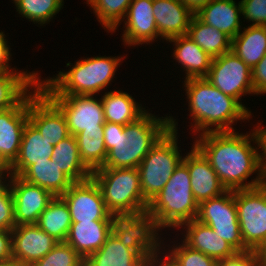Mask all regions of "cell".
Listing matches in <instances>:
<instances>
[{"instance_id": "1", "label": "cell", "mask_w": 266, "mask_h": 266, "mask_svg": "<svg viewBox=\"0 0 266 266\" xmlns=\"http://www.w3.org/2000/svg\"><path fill=\"white\" fill-rule=\"evenodd\" d=\"M193 137V145L209 161L227 190L249 189L265 183L252 130L246 134L238 131L206 132ZM253 174L257 176L247 182Z\"/></svg>"}, {"instance_id": "2", "label": "cell", "mask_w": 266, "mask_h": 266, "mask_svg": "<svg viewBox=\"0 0 266 266\" xmlns=\"http://www.w3.org/2000/svg\"><path fill=\"white\" fill-rule=\"evenodd\" d=\"M182 83L193 122L190 123V131L195 136L206 132L236 131L234 123L249 122L253 118L248 108L221 92L205 77L186 79Z\"/></svg>"}, {"instance_id": "3", "label": "cell", "mask_w": 266, "mask_h": 266, "mask_svg": "<svg viewBox=\"0 0 266 266\" xmlns=\"http://www.w3.org/2000/svg\"><path fill=\"white\" fill-rule=\"evenodd\" d=\"M170 129V115L158 117L147 111L138 120L121 125L105 122L107 158L100 168H138L141 161Z\"/></svg>"}, {"instance_id": "4", "label": "cell", "mask_w": 266, "mask_h": 266, "mask_svg": "<svg viewBox=\"0 0 266 266\" xmlns=\"http://www.w3.org/2000/svg\"><path fill=\"white\" fill-rule=\"evenodd\" d=\"M123 58L127 57L100 55L79 59L74 65L68 62L69 70H60L56 76L42 80L39 75L38 86L46 95H99L116 78Z\"/></svg>"}, {"instance_id": "5", "label": "cell", "mask_w": 266, "mask_h": 266, "mask_svg": "<svg viewBox=\"0 0 266 266\" xmlns=\"http://www.w3.org/2000/svg\"><path fill=\"white\" fill-rule=\"evenodd\" d=\"M147 211L154 215L164 230H180L183 223L196 219L198 203L192 193L188 168L183 162L158 195L149 202Z\"/></svg>"}, {"instance_id": "6", "label": "cell", "mask_w": 266, "mask_h": 266, "mask_svg": "<svg viewBox=\"0 0 266 266\" xmlns=\"http://www.w3.org/2000/svg\"><path fill=\"white\" fill-rule=\"evenodd\" d=\"M91 178L98 185L106 208L113 215H134L147 211L138 168H98Z\"/></svg>"}, {"instance_id": "7", "label": "cell", "mask_w": 266, "mask_h": 266, "mask_svg": "<svg viewBox=\"0 0 266 266\" xmlns=\"http://www.w3.org/2000/svg\"><path fill=\"white\" fill-rule=\"evenodd\" d=\"M170 116V129L151 148L138 166L144 200L154 199L182 163L183 155L178 146V122ZM178 140V141H177ZM181 152V154H180Z\"/></svg>"}, {"instance_id": "8", "label": "cell", "mask_w": 266, "mask_h": 266, "mask_svg": "<svg viewBox=\"0 0 266 266\" xmlns=\"http://www.w3.org/2000/svg\"><path fill=\"white\" fill-rule=\"evenodd\" d=\"M160 230L162 228L156 218L148 211L134 215H116L113 219L112 233L124 246L135 250L140 256L155 255L160 250L163 251L165 243L161 240Z\"/></svg>"}, {"instance_id": "9", "label": "cell", "mask_w": 266, "mask_h": 266, "mask_svg": "<svg viewBox=\"0 0 266 266\" xmlns=\"http://www.w3.org/2000/svg\"><path fill=\"white\" fill-rule=\"evenodd\" d=\"M234 199L244 246L257 251L266 240V184L234 190Z\"/></svg>"}, {"instance_id": "10", "label": "cell", "mask_w": 266, "mask_h": 266, "mask_svg": "<svg viewBox=\"0 0 266 266\" xmlns=\"http://www.w3.org/2000/svg\"><path fill=\"white\" fill-rule=\"evenodd\" d=\"M196 220L210 226L217 236L238 252L248 251L240 231L234 190H227L221 196L200 203Z\"/></svg>"}, {"instance_id": "11", "label": "cell", "mask_w": 266, "mask_h": 266, "mask_svg": "<svg viewBox=\"0 0 266 266\" xmlns=\"http://www.w3.org/2000/svg\"><path fill=\"white\" fill-rule=\"evenodd\" d=\"M213 86L224 94L241 101L242 96L254 95L252 69L231 50L215 57L205 77Z\"/></svg>"}, {"instance_id": "12", "label": "cell", "mask_w": 266, "mask_h": 266, "mask_svg": "<svg viewBox=\"0 0 266 266\" xmlns=\"http://www.w3.org/2000/svg\"><path fill=\"white\" fill-rule=\"evenodd\" d=\"M66 117L70 134L85 129H103L105 124L101 98L94 95H47Z\"/></svg>"}, {"instance_id": "13", "label": "cell", "mask_w": 266, "mask_h": 266, "mask_svg": "<svg viewBox=\"0 0 266 266\" xmlns=\"http://www.w3.org/2000/svg\"><path fill=\"white\" fill-rule=\"evenodd\" d=\"M60 197L68 205L72 223L113 221L115 217L106 208L100 189L92 178L74 182Z\"/></svg>"}, {"instance_id": "14", "label": "cell", "mask_w": 266, "mask_h": 266, "mask_svg": "<svg viewBox=\"0 0 266 266\" xmlns=\"http://www.w3.org/2000/svg\"><path fill=\"white\" fill-rule=\"evenodd\" d=\"M39 89L37 84L15 107L0 111V167L7 171L19 153L28 122V100Z\"/></svg>"}, {"instance_id": "15", "label": "cell", "mask_w": 266, "mask_h": 266, "mask_svg": "<svg viewBox=\"0 0 266 266\" xmlns=\"http://www.w3.org/2000/svg\"><path fill=\"white\" fill-rule=\"evenodd\" d=\"M28 121L53 146L71 135L65 115L41 89L28 100Z\"/></svg>"}, {"instance_id": "16", "label": "cell", "mask_w": 266, "mask_h": 266, "mask_svg": "<svg viewBox=\"0 0 266 266\" xmlns=\"http://www.w3.org/2000/svg\"><path fill=\"white\" fill-rule=\"evenodd\" d=\"M14 199L15 226L37 224L40 214L54 199V195L37 185L24 181L19 176L8 175Z\"/></svg>"}, {"instance_id": "17", "label": "cell", "mask_w": 266, "mask_h": 266, "mask_svg": "<svg viewBox=\"0 0 266 266\" xmlns=\"http://www.w3.org/2000/svg\"><path fill=\"white\" fill-rule=\"evenodd\" d=\"M11 232L13 261L21 266H31L59 242L36 224L18 225Z\"/></svg>"}, {"instance_id": "18", "label": "cell", "mask_w": 266, "mask_h": 266, "mask_svg": "<svg viewBox=\"0 0 266 266\" xmlns=\"http://www.w3.org/2000/svg\"><path fill=\"white\" fill-rule=\"evenodd\" d=\"M123 22L121 37L127 47L149 45L161 40L153 14V0H132Z\"/></svg>"}, {"instance_id": "19", "label": "cell", "mask_w": 266, "mask_h": 266, "mask_svg": "<svg viewBox=\"0 0 266 266\" xmlns=\"http://www.w3.org/2000/svg\"><path fill=\"white\" fill-rule=\"evenodd\" d=\"M191 148L184 154L182 162L188 168L192 193L199 205L208 199L221 196L227 189L204 155L194 145Z\"/></svg>"}, {"instance_id": "20", "label": "cell", "mask_w": 266, "mask_h": 266, "mask_svg": "<svg viewBox=\"0 0 266 266\" xmlns=\"http://www.w3.org/2000/svg\"><path fill=\"white\" fill-rule=\"evenodd\" d=\"M183 242L190 248L200 251L216 261L235 255L238 251L227 241L217 236L214 230L200 221L193 219L183 223Z\"/></svg>"}, {"instance_id": "21", "label": "cell", "mask_w": 266, "mask_h": 266, "mask_svg": "<svg viewBox=\"0 0 266 266\" xmlns=\"http://www.w3.org/2000/svg\"><path fill=\"white\" fill-rule=\"evenodd\" d=\"M158 35L163 40L187 35L194 14L179 0H153Z\"/></svg>"}, {"instance_id": "22", "label": "cell", "mask_w": 266, "mask_h": 266, "mask_svg": "<svg viewBox=\"0 0 266 266\" xmlns=\"http://www.w3.org/2000/svg\"><path fill=\"white\" fill-rule=\"evenodd\" d=\"M53 147L28 121L24 127L18 156L10 165L8 174L20 176L29 166L37 162L49 161Z\"/></svg>"}, {"instance_id": "23", "label": "cell", "mask_w": 266, "mask_h": 266, "mask_svg": "<svg viewBox=\"0 0 266 266\" xmlns=\"http://www.w3.org/2000/svg\"><path fill=\"white\" fill-rule=\"evenodd\" d=\"M113 221H82L72 223L66 243L83 258H88L105 243L112 233Z\"/></svg>"}, {"instance_id": "24", "label": "cell", "mask_w": 266, "mask_h": 266, "mask_svg": "<svg viewBox=\"0 0 266 266\" xmlns=\"http://www.w3.org/2000/svg\"><path fill=\"white\" fill-rule=\"evenodd\" d=\"M241 15V3H236V0H213L196 14L202 22L225 33L231 39L243 28Z\"/></svg>"}, {"instance_id": "25", "label": "cell", "mask_w": 266, "mask_h": 266, "mask_svg": "<svg viewBox=\"0 0 266 266\" xmlns=\"http://www.w3.org/2000/svg\"><path fill=\"white\" fill-rule=\"evenodd\" d=\"M167 43H173V52L171 56L183 68L186 75L184 78L206 77L213 58L199 47L187 35L178 36L167 40Z\"/></svg>"}, {"instance_id": "26", "label": "cell", "mask_w": 266, "mask_h": 266, "mask_svg": "<svg viewBox=\"0 0 266 266\" xmlns=\"http://www.w3.org/2000/svg\"><path fill=\"white\" fill-rule=\"evenodd\" d=\"M105 122L121 125L130 124L138 120L148 110L142 107L134 97L122 90H110L101 96Z\"/></svg>"}, {"instance_id": "27", "label": "cell", "mask_w": 266, "mask_h": 266, "mask_svg": "<svg viewBox=\"0 0 266 266\" xmlns=\"http://www.w3.org/2000/svg\"><path fill=\"white\" fill-rule=\"evenodd\" d=\"M233 39L231 51L253 69L266 54V26H244Z\"/></svg>"}, {"instance_id": "28", "label": "cell", "mask_w": 266, "mask_h": 266, "mask_svg": "<svg viewBox=\"0 0 266 266\" xmlns=\"http://www.w3.org/2000/svg\"><path fill=\"white\" fill-rule=\"evenodd\" d=\"M38 71L0 72V111L15 107L37 84Z\"/></svg>"}, {"instance_id": "29", "label": "cell", "mask_w": 266, "mask_h": 266, "mask_svg": "<svg viewBox=\"0 0 266 266\" xmlns=\"http://www.w3.org/2000/svg\"><path fill=\"white\" fill-rule=\"evenodd\" d=\"M19 177L50 191L54 196L63 195L74 183L51 159L29 166Z\"/></svg>"}, {"instance_id": "30", "label": "cell", "mask_w": 266, "mask_h": 266, "mask_svg": "<svg viewBox=\"0 0 266 266\" xmlns=\"http://www.w3.org/2000/svg\"><path fill=\"white\" fill-rule=\"evenodd\" d=\"M51 160L73 182H82L91 178L92 171L81 160L77 139L73 135L53 147Z\"/></svg>"}, {"instance_id": "31", "label": "cell", "mask_w": 266, "mask_h": 266, "mask_svg": "<svg viewBox=\"0 0 266 266\" xmlns=\"http://www.w3.org/2000/svg\"><path fill=\"white\" fill-rule=\"evenodd\" d=\"M187 36L212 58L231 50L232 39L225 33L205 24L196 15L191 20Z\"/></svg>"}, {"instance_id": "32", "label": "cell", "mask_w": 266, "mask_h": 266, "mask_svg": "<svg viewBox=\"0 0 266 266\" xmlns=\"http://www.w3.org/2000/svg\"><path fill=\"white\" fill-rule=\"evenodd\" d=\"M72 224L71 214L66 202L55 196L40 214L37 226L59 242H65Z\"/></svg>"}, {"instance_id": "33", "label": "cell", "mask_w": 266, "mask_h": 266, "mask_svg": "<svg viewBox=\"0 0 266 266\" xmlns=\"http://www.w3.org/2000/svg\"><path fill=\"white\" fill-rule=\"evenodd\" d=\"M75 137L83 163L91 171L102 167L108 154L103 129H85Z\"/></svg>"}, {"instance_id": "34", "label": "cell", "mask_w": 266, "mask_h": 266, "mask_svg": "<svg viewBox=\"0 0 266 266\" xmlns=\"http://www.w3.org/2000/svg\"><path fill=\"white\" fill-rule=\"evenodd\" d=\"M140 255L133 249L124 246L111 233L99 250L88 258L95 266H119L133 263Z\"/></svg>"}, {"instance_id": "35", "label": "cell", "mask_w": 266, "mask_h": 266, "mask_svg": "<svg viewBox=\"0 0 266 266\" xmlns=\"http://www.w3.org/2000/svg\"><path fill=\"white\" fill-rule=\"evenodd\" d=\"M132 0H86L97 21L108 33H115L124 20Z\"/></svg>"}, {"instance_id": "36", "label": "cell", "mask_w": 266, "mask_h": 266, "mask_svg": "<svg viewBox=\"0 0 266 266\" xmlns=\"http://www.w3.org/2000/svg\"><path fill=\"white\" fill-rule=\"evenodd\" d=\"M64 0H21L16 9L20 17L33 24L44 26L50 24L55 15L63 9Z\"/></svg>"}, {"instance_id": "37", "label": "cell", "mask_w": 266, "mask_h": 266, "mask_svg": "<svg viewBox=\"0 0 266 266\" xmlns=\"http://www.w3.org/2000/svg\"><path fill=\"white\" fill-rule=\"evenodd\" d=\"M179 244V245H177ZM169 244L165 247L171 248L167 249L164 247V251L174 260L178 266H216L217 261L206 254L194 250L187 246L183 241L181 243ZM170 246V247H169Z\"/></svg>"}, {"instance_id": "38", "label": "cell", "mask_w": 266, "mask_h": 266, "mask_svg": "<svg viewBox=\"0 0 266 266\" xmlns=\"http://www.w3.org/2000/svg\"><path fill=\"white\" fill-rule=\"evenodd\" d=\"M83 257L66 242H58L43 258L31 266H78Z\"/></svg>"}, {"instance_id": "39", "label": "cell", "mask_w": 266, "mask_h": 266, "mask_svg": "<svg viewBox=\"0 0 266 266\" xmlns=\"http://www.w3.org/2000/svg\"><path fill=\"white\" fill-rule=\"evenodd\" d=\"M15 227L14 199L11 187L6 182L0 188V230L11 231Z\"/></svg>"}, {"instance_id": "40", "label": "cell", "mask_w": 266, "mask_h": 266, "mask_svg": "<svg viewBox=\"0 0 266 266\" xmlns=\"http://www.w3.org/2000/svg\"><path fill=\"white\" fill-rule=\"evenodd\" d=\"M242 17L250 25L266 26V0H241Z\"/></svg>"}, {"instance_id": "41", "label": "cell", "mask_w": 266, "mask_h": 266, "mask_svg": "<svg viewBox=\"0 0 266 266\" xmlns=\"http://www.w3.org/2000/svg\"><path fill=\"white\" fill-rule=\"evenodd\" d=\"M216 266H261L256 251L237 252L235 255L217 261Z\"/></svg>"}, {"instance_id": "42", "label": "cell", "mask_w": 266, "mask_h": 266, "mask_svg": "<svg viewBox=\"0 0 266 266\" xmlns=\"http://www.w3.org/2000/svg\"><path fill=\"white\" fill-rule=\"evenodd\" d=\"M252 132L257 143L259 166L263 176L266 177V127L263 128L260 121V123L258 122L253 128Z\"/></svg>"}, {"instance_id": "43", "label": "cell", "mask_w": 266, "mask_h": 266, "mask_svg": "<svg viewBox=\"0 0 266 266\" xmlns=\"http://www.w3.org/2000/svg\"><path fill=\"white\" fill-rule=\"evenodd\" d=\"M252 86L254 95L266 94V54L252 69Z\"/></svg>"}, {"instance_id": "44", "label": "cell", "mask_w": 266, "mask_h": 266, "mask_svg": "<svg viewBox=\"0 0 266 266\" xmlns=\"http://www.w3.org/2000/svg\"><path fill=\"white\" fill-rule=\"evenodd\" d=\"M11 48L3 31H0V72H18L16 67L11 68Z\"/></svg>"}, {"instance_id": "45", "label": "cell", "mask_w": 266, "mask_h": 266, "mask_svg": "<svg viewBox=\"0 0 266 266\" xmlns=\"http://www.w3.org/2000/svg\"><path fill=\"white\" fill-rule=\"evenodd\" d=\"M13 261L12 232L0 230V263Z\"/></svg>"}, {"instance_id": "46", "label": "cell", "mask_w": 266, "mask_h": 266, "mask_svg": "<svg viewBox=\"0 0 266 266\" xmlns=\"http://www.w3.org/2000/svg\"><path fill=\"white\" fill-rule=\"evenodd\" d=\"M164 254V255H163ZM147 266H178L174 260L163 250L158 254L152 255Z\"/></svg>"}, {"instance_id": "47", "label": "cell", "mask_w": 266, "mask_h": 266, "mask_svg": "<svg viewBox=\"0 0 266 266\" xmlns=\"http://www.w3.org/2000/svg\"><path fill=\"white\" fill-rule=\"evenodd\" d=\"M183 3L194 15H196L204 6L213 0H179Z\"/></svg>"}, {"instance_id": "48", "label": "cell", "mask_w": 266, "mask_h": 266, "mask_svg": "<svg viewBox=\"0 0 266 266\" xmlns=\"http://www.w3.org/2000/svg\"><path fill=\"white\" fill-rule=\"evenodd\" d=\"M151 257H152V255L139 256L133 263L125 264V265H119V266H147Z\"/></svg>"}, {"instance_id": "49", "label": "cell", "mask_w": 266, "mask_h": 266, "mask_svg": "<svg viewBox=\"0 0 266 266\" xmlns=\"http://www.w3.org/2000/svg\"><path fill=\"white\" fill-rule=\"evenodd\" d=\"M257 257L260 260L261 266H266V240L256 251Z\"/></svg>"}, {"instance_id": "50", "label": "cell", "mask_w": 266, "mask_h": 266, "mask_svg": "<svg viewBox=\"0 0 266 266\" xmlns=\"http://www.w3.org/2000/svg\"><path fill=\"white\" fill-rule=\"evenodd\" d=\"M8 171L0 167V188L7 182Z\"/></svg>"}, {"instance_id": "51", "label": "cell", "mask_w": 266, "mask_h": 266, "mask_svg": "<svg viewBox=\"0 0 266 266\" xmlns=\"http://www.w3.org/2000/svg\"><path fill=\"white\" fill-rule=\"evenodd\" d=\"M78 266H95L89 258H83Z\"/></svg>"}, {"instance_id": "52", "label": "cell", "mask_w": 266, "mask_h": 266, "mask_svg": "<svg viewBox=\"0 0 266 266\" xmlns=\"http://www.w3.org/2000/svg\"><path fill=\"white\" fill-rule=\"evenodd\" d=\"M0 266H21V265H19L18 263L14 261H9V262L0 263Z\"/></svg>"}, {"instance_id": "53", "label": "cell", "mask_w": 266, "mask_h": 266, "mask_svg": "<svg viewBox=\"0 0 266 266\" xmlns=\"http://www.w3.org/2000/svg\"><path fill=\"white\" fill-rule=\"evenodd\" d=\"M12 1H13V3H14V5H15L16 8L18 7V5L21 2V0H12Z\"/></svg>"}]
</instances>
